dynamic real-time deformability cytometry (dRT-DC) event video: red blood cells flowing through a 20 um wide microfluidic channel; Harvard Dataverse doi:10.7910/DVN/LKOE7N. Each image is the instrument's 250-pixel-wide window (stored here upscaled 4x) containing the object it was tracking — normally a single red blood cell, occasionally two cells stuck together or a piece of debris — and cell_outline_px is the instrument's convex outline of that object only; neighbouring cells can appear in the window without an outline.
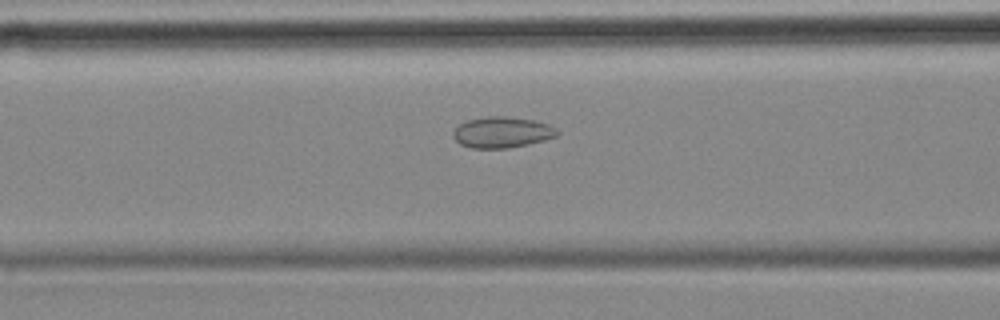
{"species": "common noctule bat (a hibernating species)", "species_latin": "Nyctalus noctula", "temperature_condition": "cold", "stored_images_in_passage": 35, "camera_frame_rate_fps": 3000, "um_per_image_px": 0.085, "animal": {"sex": "female", "body_mass_g": 18.4}, "frame": {"image": 1, "passage_image": 12, "time_ms": 3.667, "image_size_px": [1000, 320], "cell_outline_px": [[560, 132], [556, 136], [544, 140], [528, 144], [508, 148], [472, 148], [460, 144], [452, 136], [452, 132], [460, 124], [468, 120], [488, 116], [504, 116], [536, 120], [548, 124], [556, 128]], "centroid_in_image_um": [42.69, 11.24], "position_along_channel_um": 123.9, "area_um2": 18.79}}
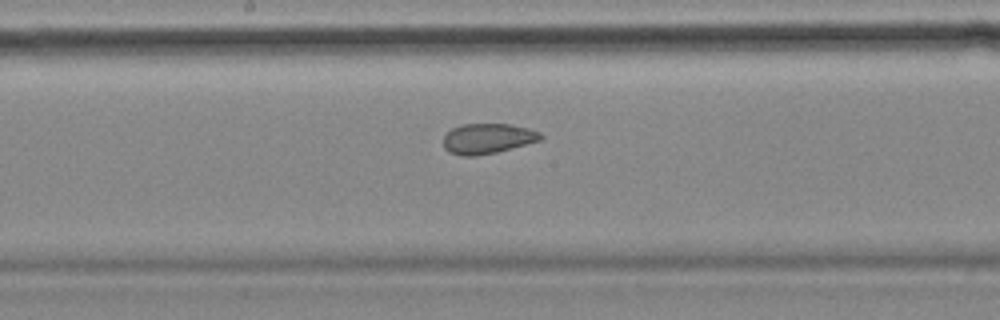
{"frame": {"image": 2, "passage_image": 19, "time_ms": 6.0, "image_size_px": [1000, 320], "cell_outline_px": [[544, 136], [540, 140], [496, 152], [472, 156], [460, 156], [448, 152], [444, 148], [444, 136], [452, 128], [460, 124], [512, 124], [528, 128], [540, 132]], "centroid_in_image_um": [41.43, 11.77], "position_along_channel_um": 206.8, "area_um2": 17.11}}
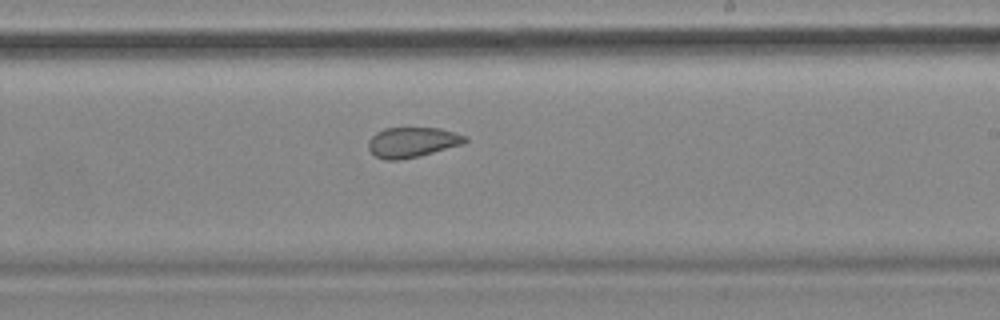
{"frame": {"image": 3, "passage_image": 23, "time_ms": 7.333, "image_size_px": [1000, 320], "cell_outline_px": [[468, 140], [464, 144], [420, 156], [400, 160], [384, 160], [376, 156], [368, 148], [368, 140], [376, 132], [384, 128], [440, 128], [468, 136]], "centroid_in_image_um": [35.06, 12.09], "position_along_channel_um": 253.9, "area_um2": 17.17}}